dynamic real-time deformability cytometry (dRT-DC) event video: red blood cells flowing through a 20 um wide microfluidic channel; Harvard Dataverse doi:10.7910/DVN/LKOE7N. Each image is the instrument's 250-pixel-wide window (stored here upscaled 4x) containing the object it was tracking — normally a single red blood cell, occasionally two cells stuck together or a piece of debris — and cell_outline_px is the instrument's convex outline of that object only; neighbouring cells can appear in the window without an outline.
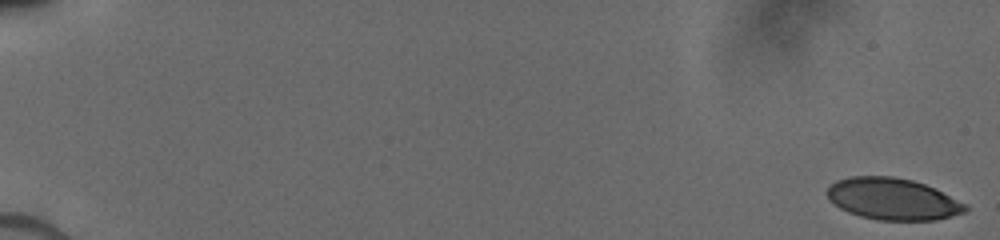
{"species": "human", "species_latin": "Homo sapiens", "temperature_condition": "cold", "stored_images_in_passage": 61, "camera_frame_rate_fps": 3000, "um_per_image_px": 0.085, "donor": {"sex": "male"}, "frame": {"image": 1, "passage_image": 1, "time_ms": 0.0, "image_size_px": [1000, 240], "cell_outline_px": [[968, 212], [936, 220], [876, 220], [860, 216], [848, 212], [840, 208], [828, 200], [824, 192], [836, 180], [848, 176], [892, 176], [912, 180], [924, 184], [968, 204]], "centroid_in_image_um": [75.86, 16.92], "position_along_channel_um": 9.1, "area_um2": 33.87}}
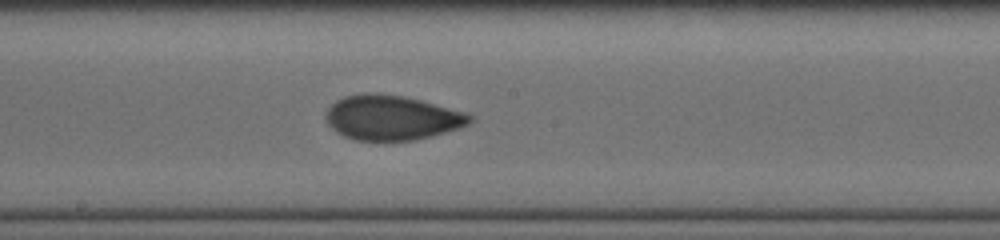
{"frame": {"image": 2, "passage_image": 32, "time_ms": 10.0, "image_size_px": [1000, 240], "cell_outline_px": [[472, 120], [468, 124], [460, 128], [432, 136], [416, 140], [352, 140], [336, 132], [328, 124], [324, 116], [324, 112], [336, 100], [344, 96], [364, 92], [376, 92], [404, 96], [420, 100], [464, 112], [472, 116]], "centroid_in_image_um": [33.25, 9.99], "position_along_channel_um": 214.9, "area_um2": 37.74}}
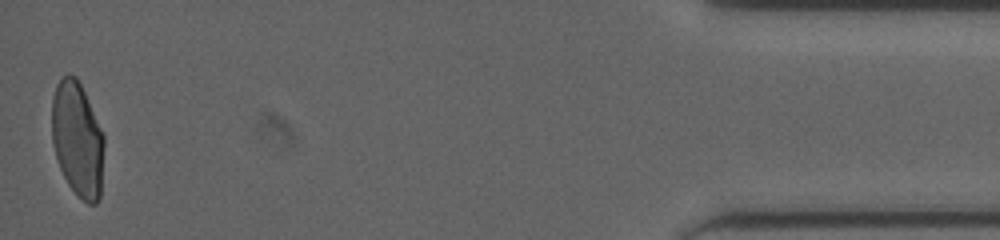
{"frame": {"image": 3, "passage_image": 60, "time_ms": 17.0, "image_size_px": [1000, 240], "cell_outline_px": [[104, 144], [100, 200], [96, 204], [88, 204], [68, 184], [60, 168], [52, 144], [52, 96], [56, 84], [68, 72], [76, 76], [84, 92], [104, 136]], "centroid_in_image_um": [6.58, 11.83], "position_along_channel_um": 428.6, "area_um2": 34.85}}